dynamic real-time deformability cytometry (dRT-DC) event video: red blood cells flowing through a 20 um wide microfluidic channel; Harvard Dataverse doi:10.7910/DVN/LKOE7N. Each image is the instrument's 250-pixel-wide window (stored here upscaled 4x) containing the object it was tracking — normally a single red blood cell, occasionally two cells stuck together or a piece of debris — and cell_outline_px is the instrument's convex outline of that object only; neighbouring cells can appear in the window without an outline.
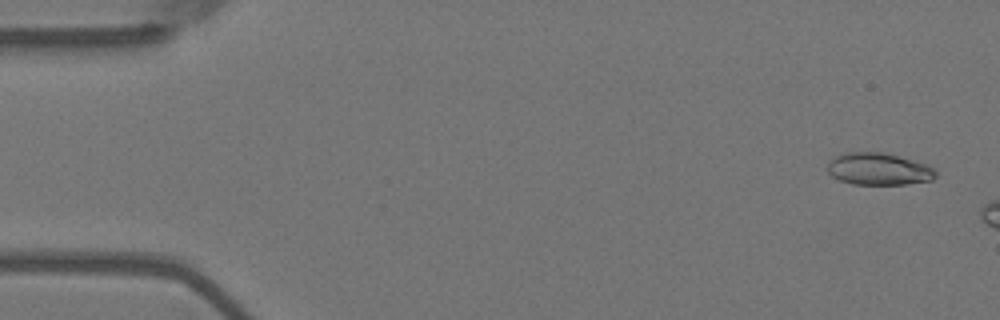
{"species": "Egyptian fruit bat (a non-hibernating species)", "species_latin": "Rousettus aegyptiacus", "temperature_condition": "warm", "stored_images_in_passage": 12, "camera_frame_rate_fps": 3000, "um_per_image_px": 0.085, "animal": {"sex": "female"}, "frame": {"image": 1, "passage_image": 3, "time_ms": 0.667, "image_size_px": [1000, 320], "cell_outline_px": [[936, 176], [932, 180], [904, 184], [852, 184], [840, 180], [832, 176], [828, 172], [828, 164], [836, 156], [844, 152], [884, 152], [912, 160], [936, 168]], "centroid_in_image_um": [74.69, 14.36], "position_along_channel_um": 10.3, "area_um2": 20.11}}